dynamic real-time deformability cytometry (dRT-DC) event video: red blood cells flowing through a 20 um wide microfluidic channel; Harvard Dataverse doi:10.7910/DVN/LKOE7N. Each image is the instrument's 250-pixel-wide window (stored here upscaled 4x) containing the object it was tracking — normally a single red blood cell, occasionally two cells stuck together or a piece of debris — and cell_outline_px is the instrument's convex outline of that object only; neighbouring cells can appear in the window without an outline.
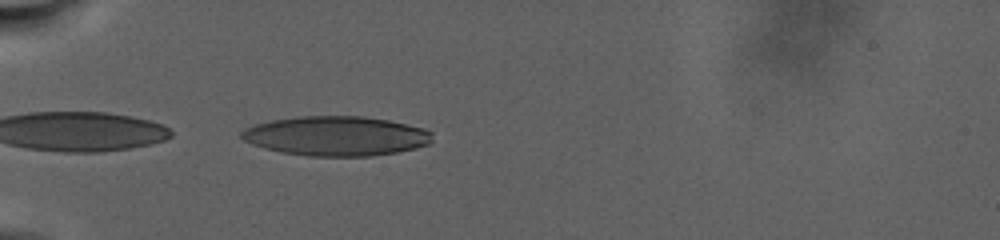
{"species": "human", "species_latin": "Homo sapiens", "temperature_condition": "warm", "stored_images_in_passage": 48, "camera_frame_rate_fps": 3000, "um_per_image_px": 0.085, "donor": {"sex": "male"}, "frame": {"image": 1, "passage_image": 1, "time_ms": 0.0, "image_size_px": [1000, 240], "cell_outline_px": [[432, 140], [428, 144], [416, 148], [396, 152], [372, 156], [308, 156], [280, 152], [264, 148], [252, 144], [244, 140], [240, 136], [240, 132], [244, 128], [256, 124], [272, 120], [300, 116], [364, 116], [388, 120], [424, 128], [432, 132]], "centroid_in_image_um": [28.57, 11.56], "position_along_channel_um": 56.4, "area_um2": 44.1}}
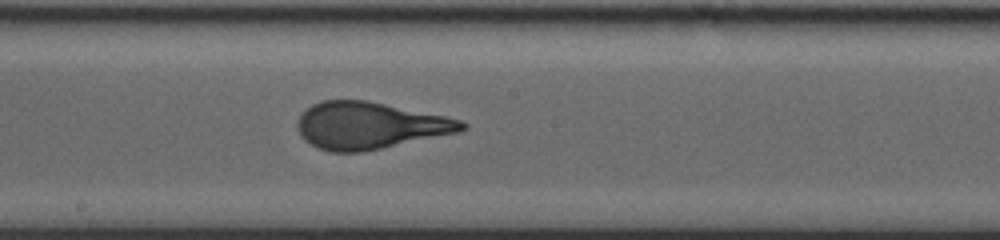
{"frame": {"image": 2, "passage_image": 20, "time_ms": 8.0, "image_size_px": [1000, 240], "cell_outline_px": [[468, 128], [460, 132], [360, 152], [332, 152], [316, 148], [304, 140], [300, 136], [296, 128], [296, 124], [300, 116], [312, 104], [320, 100], [368, 100], [444, 116], [460, 120], [468, 124]], "centroid_in_image_um": [31.39, 10.67], "position_along_channel_um": 216.8, "area_um2": 44.91}}
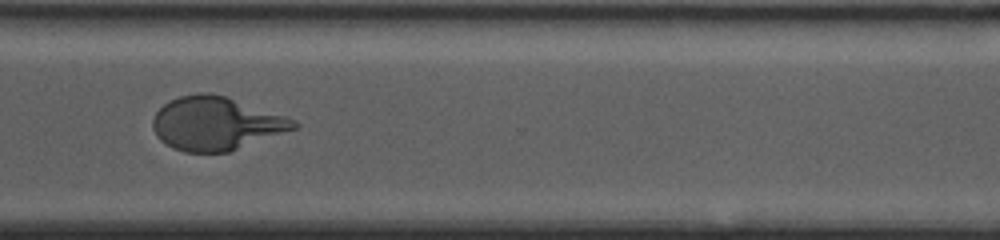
{"frame": {"image": 3, "passage_image": 34, "time_ms": 14.0, "image_size_px": [1000, 240], "cell_outline_px": [[300, 124], [296, 128], [228, 152], [184, 152], [172, 148], [160, 140], [156, 136], [152, 128], [152, 120], [156, 112], [168, 100], [180, 96], [200, 92], [208, 92], [224, 96], [296, 120]], "centroid_in_image_um": [18.3, 10.5], "position_along_channel_um": 352.3, "area_um2": 43.52}, "authors_computed_cell_mechanics": {"area_um2": 44.5638, "velocity_mm_per_s": 2.2618, "shape_relaxation_time_tau1_ms": 8.5098, "shape_relaxation_time_tau2_ms": null, "deformation_change_tau1": 0.2812, "deformation_change_tau2": null}}